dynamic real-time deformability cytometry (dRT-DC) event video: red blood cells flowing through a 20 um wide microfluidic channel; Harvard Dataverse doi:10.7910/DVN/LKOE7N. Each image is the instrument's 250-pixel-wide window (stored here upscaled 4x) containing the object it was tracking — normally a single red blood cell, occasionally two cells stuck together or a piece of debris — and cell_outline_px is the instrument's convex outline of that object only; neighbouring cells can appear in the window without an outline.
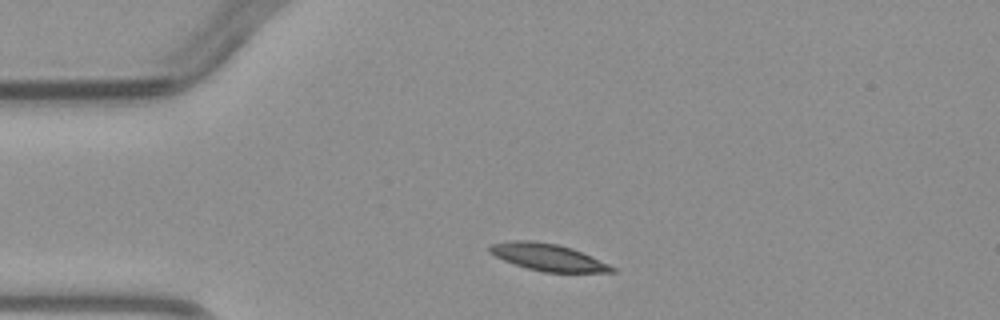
{"species": "common noctule bat (a hibernating species)", "species_latin": "Nyctalus noctula", "temperature_condition": "warm", "stored_images_in_passage": 1, "camera_frame_rate_fps": 3000, "um_per_image_px": 0.085, "animal": {"sex": "male", "body_mass_g": 23.1, "forearm_length_mm": 52.7}, "frame": {"image": 1, "passage_image": 1, "time_ms": 0.0, "image_size_px": [1000, 320], "cell_outline_px": [[616, 272], [544, 272], [528, 268], [504, 260], [488, 252], [488, 244], [512, 240], [532, 240], [556, 244], [572, 248], [608, 264], [616, 268]], "centroid_in_image_um": [46.53, 21.85], "position_along_channel_um": 38.5, "area_um2": 19.07}}